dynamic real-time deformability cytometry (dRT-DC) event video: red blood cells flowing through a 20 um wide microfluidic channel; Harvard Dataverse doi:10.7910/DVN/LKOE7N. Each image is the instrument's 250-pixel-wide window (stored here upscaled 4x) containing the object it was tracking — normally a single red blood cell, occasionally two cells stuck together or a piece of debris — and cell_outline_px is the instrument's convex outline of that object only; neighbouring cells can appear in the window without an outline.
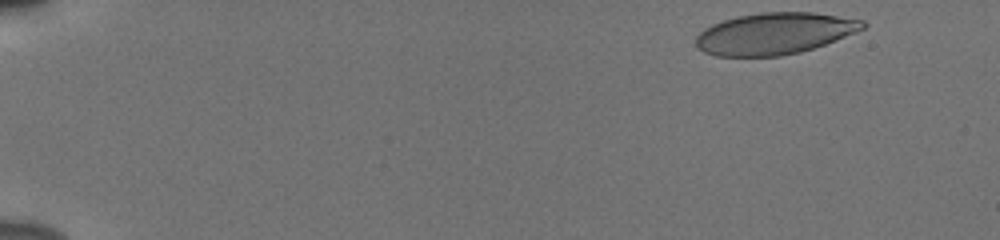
{"species": "human", "species_latin": "Homo sapiens", "temperature_condition": "cold", "stored_images_in_passage": 50, "camera_frame_rate_fps": 3000, "um_per_image_px": 0.085, "donor": {"sex": "male"}, "frame": {"image": 1, "passage_image": 1, "time_ms": 0.0, "image_size_px": [1000, 240], "cell_outline_px": [[868, 24], [864, 28], [856, 32], [836, 40], [800, 52], [780, 56], [716, 56], [704, 52], [696, 44], [696, 36], [704, 28], [712, 24], [724, 20], [740, 16], [760, 12], [816, 12], [864, 20]], "centroid_in_image_um": [65.86, 2.84], "position_along_channel_um": 19.1, "area_um2": 40.4}}
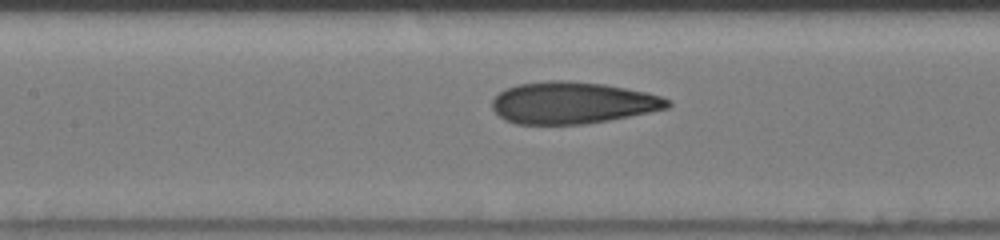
{"frame": {"image": 2, "passage_image": 23, "time_ms": 7.333, "image_size_px": [1000, 240], "cell_outline_px": [[672, 104], [668, 108], [608, 120], [584, 124], [516, 124], [504, 120], [492, 108], [492, 100], [500, 92], [516, 84], [548, 80], [568, 80], [604, 84], [644, 92], [660, 96], [672, 100]], "centroid_in_image_um": [48.64, 8.73], "position_along_channel_um": 158.8, "area_um2": 42.66}}
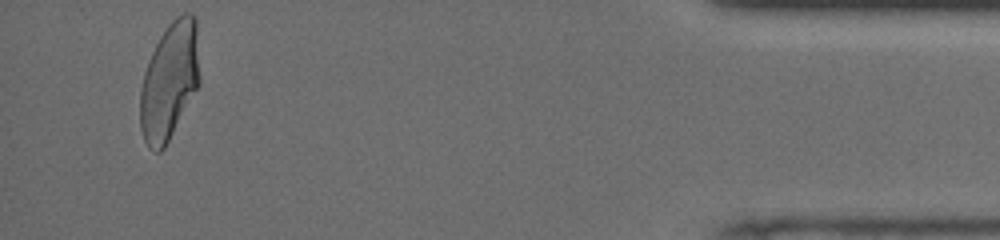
{"frame": {"image": 3, "passage_image": 48, "time_ms": 15.667, "image_size_px": [1000, 240], "cell_outline_px": [[200, 84], [164, 148], [160, 152], [156, 152], [148, 148], [144, 140], [140, 128], [140, 92], [144, 72], [148, 60], [160, 36], [168, 24], [176, 16], [184, 12], [192, 12], [196, 16], [200, 76]], "centroid_in_image_um": [14.41, 6.87], "position_along_channel_um": 420.8, "area_um2": 41.04}, "authors_computed_cell_mechanics": {"area_um2": 41.6449, "velocity_mm_per_s": 3.8542, "shape_relaxation_time_tau1_ms": 4.8888, "shape_relaxation_time_tau2_ms": 1.0813, "deformation_change_tau1": 0.1699, "deformation_change_tau2": 0.0793}}